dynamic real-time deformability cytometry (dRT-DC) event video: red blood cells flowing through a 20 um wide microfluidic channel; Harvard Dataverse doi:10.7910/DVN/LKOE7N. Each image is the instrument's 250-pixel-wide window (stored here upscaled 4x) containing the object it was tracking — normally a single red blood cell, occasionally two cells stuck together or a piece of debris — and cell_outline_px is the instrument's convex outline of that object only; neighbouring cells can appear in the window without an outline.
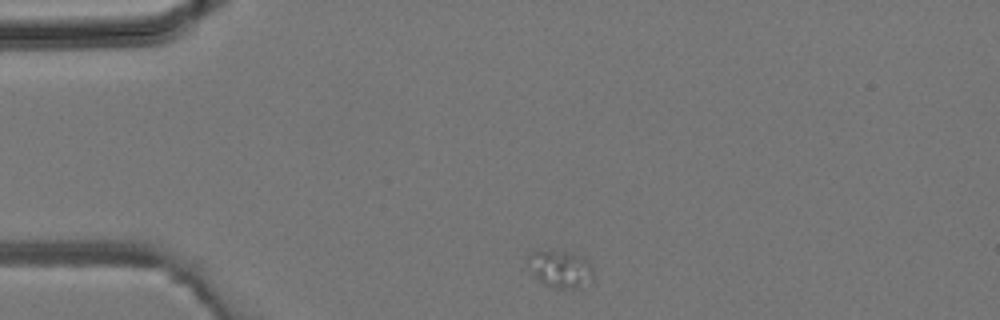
{"species": "common noctule bat (a hibernating species)", "species_latin": "Nyctalus noctula", "temperature_condition": "room temperature", "stored_images_in_passage": 1, "camera_frame_rate_fps": 3000, "um_per_image_px": 0.085, "animal": {"sex": "male", "body_mass_g": 19.2, "forearm_length_mm": 51.8}, "frame": {"image": 1, "passage_image": 1, "time_ms": 0.0, "image_size_px": [1000, 320], "cell_outline_px": [[592, 280], [580, 288], [552, 288], [544, 284], [536, 276], [528, 256], [532, 252], [572, 252], [588, 260], [592, 264]], "centroid_in_image_um": [47.73, 22.89], "position_along_channel_um": 37.3, "area_um2": 13.64}}